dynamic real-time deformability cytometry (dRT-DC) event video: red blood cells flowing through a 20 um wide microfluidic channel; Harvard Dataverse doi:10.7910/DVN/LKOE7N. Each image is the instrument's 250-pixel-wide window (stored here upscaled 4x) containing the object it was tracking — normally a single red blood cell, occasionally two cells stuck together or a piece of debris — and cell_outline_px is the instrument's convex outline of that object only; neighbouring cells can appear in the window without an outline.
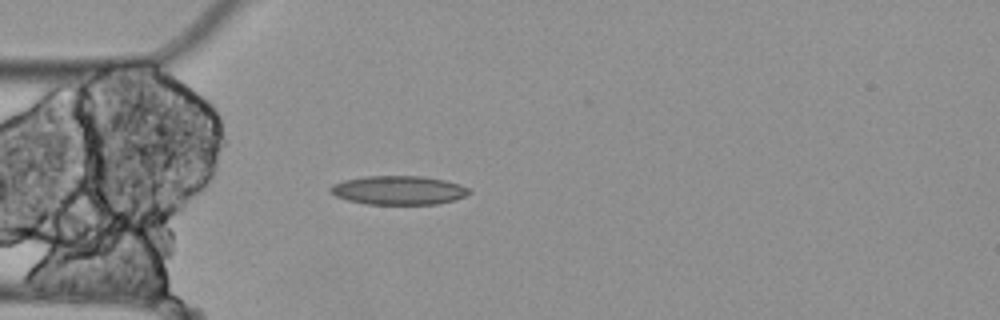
{"species": "Egyptian fruit bat (a non-hibernating species)", "species_latin": "Rousettus aegyptiacus", "temperature_condition": "cold", "stored_images_in_passage": 4, "camera_frame_rate_fps": 3000, "um_per_image_px": 0.085, "animal": {"sex": "female"}, "frame": {"image": 1, "passage_image": 4, "time_ms": 1.0, "image_size_px": [1000, 320], "cell_outline_px": [[472, 192], [464, 196], [452, 200], [436, 204], [368, 204], [348, 200], [336, 196], [328, 192], [328, 188], [332, 184], [344, 180], [364, 176], [420, 176], [444, 180], [460, 184], [468, 188]], "centroid_in_image_um": [33.83, 16.16], "position_along_channel_um": 51.2, "area_um2": 23.29}}